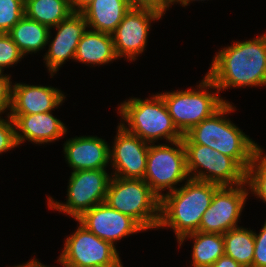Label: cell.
<instances>
[{
    "instance_id": "obj_34",
    "label": "cell",
    "mask_w": 266,
    "mask_h": 267,
    "mask_svg": "<svg viewBox=\"0 0 266 267\" xmlns=\"http://www.w3.org/2000/svg\"><path fill=\"white\" fill-rule=\"evenodd\" d=\"M14 267H49L47 265L42 264L41 262H39L38 259H31L29 260V262H27L26 264H22V265H17Z\"/></svg>"
},
{
    "instance_id": "obj_3",
    "label": "cell",
    "mask_w": 266,
    "mask_h": 267,
    "mask_svg": "<svg viewBox=\"0 0 266 267\" xmlns=\"http://www.w3.org/2000/svg\"><path fill=\"white\" fill-rule=\"evenodd\" d=\"M218 184L189 178L184 186L160 199L159 228H172L179 242L185 235L199 231L204 212L211 204Z\"/></svg>"
},
{
    "instance_id": "obj_23",
    "label": "cell",
    "mask_w": 266,
    "mask_h": 267,
    "mask_svg": "<svg viewBox=\"0 0 266 267\" xmlns=\"http://www.w3.org/2000/svg\"><path fill=\"white\" fill-rule=\"evenodd\" d=\"M25 16L52 29L72 13L69 0H25Z\"/></svg>"
},
{
    "instance_id": "obj_14",
    "label": "cell",
    "mask_w": 266,
    "mask_h": 267,
    "mask_svg": "<svg viewBox=\"0 0 266 267\" xmlns=\"http://www.w3.org/2000/svg\"><path fill=\"white\" fill-rule=\"evenodd\" d=\"M76 221L100 239L113 245L126 236L146 231L135 219L114 210L106 202L92 207Z\"/></svg>"
},
{
    "instance_id": "obj_4",
    "label": "cell",
    "mask_w": 266,
    "mask_h": 267,
    "mask_svg": "<svg viewBox=\"0 0 266 267\" xmlns=\"http://www.w3.org/2000/svg\"><path fill=\"white\" fill-rule=\"evenodd\" d=\"M118 113L123 120L121 126L149 144L160 139L171 143L184 136L175 126L159 93L145 100L138 97L125 100L118 107Z\"/></svg>"
},
{
    "instance_id": "obj_32",
    "label": "cell",
    "mask_w": 266,
    "mask_h": 267,
    "mask_svg": "<svg viewBox=\"0 0 266 267\" xmlns=\"http://www.w3.org/2000/svg\"><path fill=\"white\" fill-rule=\"evenodd\" d=\"M211 267H243L233 258L227 255H222Z\"/></svg>"
},
{
    "instance_id": "obj_6",
    "label": "cell",
    "mask_w": 266,
    "mask_h": 267,
    "mask_svg": "<svg viewBox=\"0 0 266 267\" xmlns=\"http://www.w3.org/2000/svg\"><path fill=\"white\" fill-rule=\"evenodd\" d=\"M105 202L114 210L135 219L145 230L158 227L160 198L143 179L112 176Z\"/></svg>"
},
{
    "instance_id": "obj_11",
    "label": "cell",
    "mask_w": 266,
    "mask_h": 267,
    "mask_svg": "<svg viewBox=\"0 0 266 267\" xmlns=\"http://www.w3.org/2000/svg\"><path fill=\"white\" fill-rule=\"evenodd\" d=\"M247 182L235 186H220L204 212L199 231L224 234L239 227L238 220L248 196Z\"/></svg>"
},
{
    "instance_id": "obj_36",
    "label": "cell",
    "mask_w": 266,
    "mask_h": 267,
    "mask_svg": "<svg viewBox=\"0 0 266 267\" xmlns=\"http://www.w3.org/2000/svg\"><path fill=\"white\" fill-rule=\"evenodd\" d=\"M63 267H73V266H67V265H64V264H61Z\"/></svg>"
},
{
    "instance_id": "obj_26",
    "label": "cell",
    "mask_w": 266,
    "mask_h": 267,
    "mask_svg": "<svg viewBox=\"0 0 266 267\" xmlns=\"http://www.w3.org/2000/svg\"><path fill=\"white\" fill-rule=\"evenodd\" d=\"M25 0H0V33H8L25 15Z\"/></svg>"
},
{
    "instance_id": "obj_22",
    "label": "cell",
    "mask_w": 266,
    "mask_h": 267,
    "mask_svg": "<svg viewBox=\"0 0 266 267\" xmlns=\"http://www.w3.org/2000/svg\"><path fill=\"white\" fill-rule=\"evenodd\" d=\"M192 239V266L211 267L222 255H224V238L222 234L204 233L197 231L185 235L178 243L179 248L184 240Z\"/></svg>"
},
{
    "instance_id": "obj_16",
    "label": "cell",
    "mask_w": 266,
    "mask_h": 267,
    "mask_svg": "<svg viewBox=\"0 0 266 267\" xmlns=\"http://www.w3.org/2000/svg\"><path fill=\"white\" fill-rule=\"evenodd\" d=\"M65 97L61 90L52 86L16 83L12 87L10 114L6 115L47 113L59 107Z\"/></svg>"
},
{
    "instance_id": "obj_5",
    "label": "cell",
    "mask_w": 266,
    "mask_h": 267,
    "mask_svg": "<svg viewBox=\"0 0 266 267\" xmlns=\"http://www.w3.org/2000/svg\"><path fill=\"white\" fill-rule=\"evenodd\" d=\"M197 88L159 93L175 126L183 135L228 102L218 95L220 91L207 75Z\"/></svg>"
},
{
    "instance_id": "obj_10",
    "label": "cell",
    "mask_w": 266,
    "mask_h": 267,
    "mask_svg": "<svg viewBox=\"0 0 266 267\" xmlns=\"http://www.w3.org/2000/svg\"><path fill=\"white\" fill-rule=\"evenodd\" d=\"M66 238L57 262L73 267H123L115 245L100 239L78 222Z\"/></svg>"
},
{
    "instance_id": "obj_2",
    "label": "cell",
    "mask_w": 266,
    "mask_h": 267,
    "mask_svg": "<svg viewBox=\"0 0 266 267\" xmlns=\"http://www.w3.org/2000/svg\"><path fill=\"white\" fill-rule=\"evenodd\" d=\"M236 110L226 102L211 117L193 126L182 138L183 144L206 145L233 158L246 172L254 157L262 150L225 115Z\"/></svg>"
},
{
    "instance_id": "obj_31",
    "label": "cell",
    "mask_w": 266,
    "mask_h": 267,
    "mask_svg": "<svg viewBox=\"0 0 266 267\" xmlns=\"http://www.w3.org/2000/svg\"><path fill=\"white\" fill-rule=\"evenodd\" d=\"M134 8H150L162 14L169 9L168 0H126Z\"/></svg>"
},
{
    "instance_id": "obj_20",
    "label": "cell",
    "mask_w": 266,
    "mask_h": 267,
    "mask_svg": "<svg viewBox=\"0 0 266 267\" xmlns=\"http://www.w3.org/2000/svg\"><path fill=\"white\" fill-rule=\"evenodd\" d=\"M117 58L112 34L87 28L78 43L74 60L88 65H104Z\"/></svg>"
},
{
    "instance_id": "obj_25",
    "label": "cell",
    "mask_w": 266,
    "mask_h": 267,
    "mask_svg": "<svg viewBox=\"0 0 266 267\" xmlns=\"http://www.w3.org/2000/svg\"><path fill=\"white\" fill-rule=\"evenodd\" d=\"M262 149L253 159L246 174L247 187L261 200L266 202V155Z\"/></svg>"
},
{
    "instance_id": "obj_27",
    "label": "cell",
    "mask_w": 266,
    "mask_h": 267,
    "mask_svg": "<svg viewBox=\"0 0 266 267\" xmlns=\"http://www.w3.org/2000/svg\"><path fill=\"white\" fill-rule=\"evenodd\" d=\"M24 57L19 47L7 33L0 34V72L17 64Z\"/></svg>"
},
{
    "instance_id": "obj_19",
    "label": "cell",
    "mask_w": 266,
    "mask_h": 267,
    "mask_svg": "<svg viewBox=\"0 0 266 267\" xmlns=\"http://www.w3.org/2000/svg\"><path fill=\"white\" fill-rule=\"evenodd\" d=\"M130 9L126 0H93L81 14L88 28L112 34Z\"/></svg>"
},
{
    "instance_id": "obj_35",
    "label": "cell",
    "mask_w": 266,
    "mask_h": 267,
    "mask_svg": "<svg viewBox=\"0 0 266 267\" xmlns=\"http://www.w3.org/2000/svg\"><path fill=\"white\" fill-rule=\"evenodd\" d=\"M191 1H198V0H168V5L170 7L172 4L180 3L181 6L185 7V6L189 5ZM199 1H204V0H199Z\"/></svg>"
},
{
    "instance_id": "obj_17",
    "label": "cell",
    "mask_w": 266,
    "mask_h": 267,
    "mask_svg": "<svg viewBox=\"0 0 266 267\" xmlns=\"http://www.w3.org/2000/svg\"><path fill=\"white\" fill-rule=\"evenodd\" d=\"M65 160L74 171L105 169L110 161V146L95 136H79L63 145Z\"/></svg>"
},
{
    "instance_id": "obj_13",
    "label": "cell",
    "mask_w": 266,
    "mask_h": 267,
    "mask_svg": "<svg viewBox=\"0 0 266 267\" xmlns=\"http://www.w3.org/2000/svg\"><path fill=\"white\" fill-rule=\"evenodd\" d=\"M110 149L111 176L124 179H143L146 172L149 143L128 132L119 123L113 147Z\"/></svg>"
},
{
    "instance_id": "obj_29",
    "label": "cell",
    "mask_w": 266,
    "mask_h": 267,
    "mask_svg": "<svg viewBox=\"0 0 266 267\" xmlns=\"http://www.w3.org/2000/svg\"><path fill=\"white\" fill-rule=\"evenodd\" d=\"M255 248L252 267H266V220L259 234L254 232Z\"/></svg>"
},
{
    "instance_id": "obj_33",
    "label": "cell",
    "mask_w": 266,
    "mask_h": 267,
    "mask_svg": "<svg viewBox=\"0 0 266 267\" xmlns=\"http://www.w3.org/2000/svg\"><path fill=\"white\" fill-rule=\"evenodd\" d=\"M93 0H69L73 13H81Z\"/></svg>"
},
{
    "instance_id": "obj_12",
    "label": "cell",
    "mask_w": 266,
    "mask_h": 267,
    "mask_svg": "<svg viewBox=\"0 0 266 267\" xmlns=\"http://www.w3.org/2000/svg\"><path fill=\"white\" fill-rule=\"evenodd\" d=\"M162 16V13L150 8L131 7L112 33L118 59L124 57L135 61L147 45L151 22L161 19Z\"/></svg>"
},
{
    "instance_id": "obj_28",
    "label": "cell",
    "mask_w": 266,
    "mask_h": 267,
    "mask_svg": "<svg viewBox=\"0 0 266 267\" xmlns=\"http://www.w3.org/2000/svg\"><path fill=\"white\" fill-rule=\"evenodd\" d=\"M7 117L6 120L0 117V154L18 146L14 120Z\"/></svg>"
},
{
    "instance_id": "obj_24",
    "label": "cell",
    "mask_w": 266,
    "mask_h": 267,
    "mask_svg": "<svg viewBox=\"0 0 266 267\" xmlns=\"http://www.w3.org/2000/svg\"><path fill=\"white\" fill-rule=\"evenodd\" d=\"M224 254L243 267H252L254 258V231L236 227L223 234Z\"/></svg>"
},
{
    "instance_id": "obj_9",
    "label": "cell",
    "mask_w": 266,
    "mask_h": 267,
    "mask_svg": "<svg viewBox=\"0 0 266 267\" xmlns=\"http://www.w3.org/2000/svg\"><path fill=\"white\" fill-rule=\"evenodd\" d=\"M111 177L106 169L71 172L65 203L48 197V206L78 219L83 213L106 200Z\"/></svg>"
},
{
    "instance_id": "obj_8",
    "label": "cell",
    "mask_w": 266,
    "mask_h": 267,
    "mask_svg": "<svg viewBox=\"0 0 266 267\" xmlns=\"http://www.w3.org/2000/svg\"><path fill=\"white\" fill-rule=\"evenodd\" d=\"M183 145L186 152L189 178L220 186H235L246 183L247 172L233 158L206 145Z\"/></svg>"
},
{
    "instance_id": "obj_7",
    "label": "cell",
    "mask_w": 266,
    "mask_h": 267,
    "mask_svg": "<svg viewBox=\"0 0 266 267\" xmlns=\"http://www.w3.org/2000/svg\"><path fill=\"white\" fill-rule=\"evenodd\" d=\"M171 145L149 144L146 172L143 180L161 199V193L166 189L170 193L176 190L178 183L189 179L186 166V152L181 140L171 142Z\"/></svg>"
},
{
    "instance_id": "obj_15",
    "label": "cell",
    "mask_w": 266,
    "mask_h": 267,
    "mask_svg": "<svg viewBox=\"0 0 266 267\" xmlns=\"http://www.w3.org/2000/svg\"><path fill=\"white\" fill-rule=\"evenodd\" d=\"M57 29L54 39L50 42L51 29L49 30L48 51L44 55L46 68L53 76L66 60L75 58L79 41L88 28L87 22L81 13H72L67 19L53 27Z\"/></svg>"
},
{
    "instance_id": "obj_30",
    "label": "cell",
    "mask_w": 266,
    "mask_h": 267,
    "mask_svg": "<svg viewBox=\"0 0 266 267\" xmlns=\"http://www.w3.org/2000/svg\"><path fill=\"white\" fill-rule=\"evenodd\" d=\"M7 74H3L0 72V114L5 113L11 108L12 104V82L11 76H6ZM7 109V110H6Z\"/></svg>"
},
{
    "instance_id": "obj_18",
    "label": "cell",
    "mask_w": 266,
    "mask_h": 267,
    "mask_svg": "<svg viewBox=\"0 0 266 267\" xmlns=\"http://www.w3.org/2000/svg\"><path fill=\"white\" fill-rule=\"evenodd\" d=\"M8 116L14 120L18 146L25 140L38 145L47 144L67 134V127L60 119L52 115V111Z\"/></svg>"
},
{
    "instance_id": "obj_1",
    "label": "cell",
    "mask_w": 266,
    "mask_h": 267,
    "mask_svg": "<svg viewBox=\"0 0 266 267\" xmlns=\"http://www.w3.org/2000/svg\"><path fill=\"white\" fill-rule=\"evenodd\" d=\"M211 63L206 75L219 91L266 85V33L221 49Z\"/></svg>"
},
{
    "instance_id": "obj_21",
    "label": "cell",
    "mask_w": 266,
    "mask_h": 267,
    "mask_svg": "<svg viewBox=\"0 0 266 267\" xmlns=\"http://www.w3.org/2000/svg\"><path fill=\"white\" fill-rule=\"evenodd\" d=\"M49 28L25 15L7 33L25 56L45 48Z\"/></svg>"
}]
</instances>
